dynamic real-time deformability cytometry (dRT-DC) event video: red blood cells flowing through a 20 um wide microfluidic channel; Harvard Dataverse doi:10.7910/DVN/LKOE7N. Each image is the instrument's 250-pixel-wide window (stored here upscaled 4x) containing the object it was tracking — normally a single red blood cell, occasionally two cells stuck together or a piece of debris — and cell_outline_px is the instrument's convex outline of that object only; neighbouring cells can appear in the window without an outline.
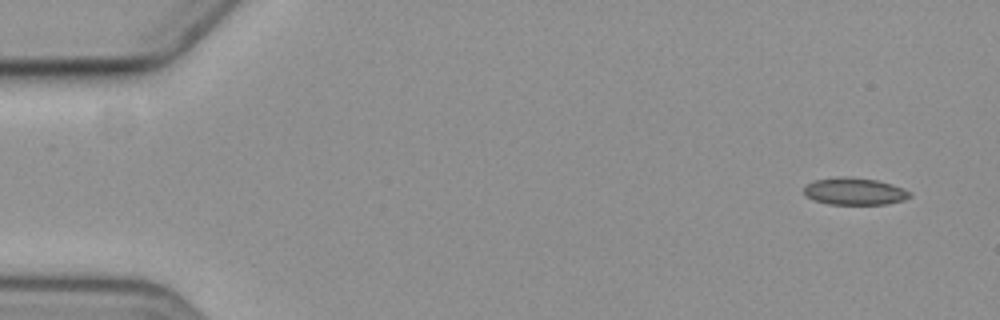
{"species": "common noctule bat (a hibernating species)", "species_latin": "Nyctalus noctula", "temperature_condition": "cold", "stored_images_in_passage": 4, "camera_frame_rate_fps": 3000, "um_per_image_px": 0.085, "animal": {"sex": "female", "body_mass_g": 19.3, "forearm_length_mm": 54.1}, "frame": {"image": 1, "passage_image": 1, "time_ms": 0.0, "image_size_px": [1000, 320], "cell_outline_px": [[912, 196], [904, 200], [888, 204], [828, 204], [816, 200], [808, 196], [804, 192], [804, 188], [812, 180], [840, 176], [848, 176], [876, 180], [892, 184], [904, 188], [912, 192]], "centroid_in_image_um": [72.68, 16.25], "position_along_channel_um": 12.3, "area_um2": 16.82}}